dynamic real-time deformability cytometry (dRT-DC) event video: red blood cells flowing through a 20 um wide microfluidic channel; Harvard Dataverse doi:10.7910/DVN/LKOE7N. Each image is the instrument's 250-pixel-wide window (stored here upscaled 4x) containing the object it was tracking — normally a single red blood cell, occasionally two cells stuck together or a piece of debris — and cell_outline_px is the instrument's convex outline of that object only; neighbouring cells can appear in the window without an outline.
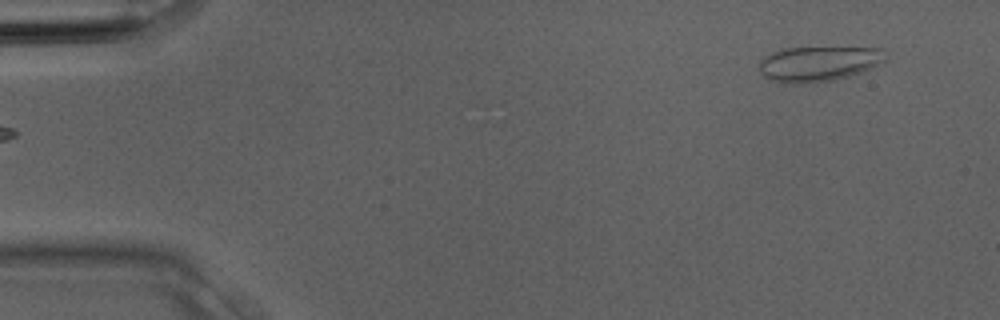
{"species": "Egyptian fruit bat (a non-hibernating species)", "species_latin": "Rousettus aegyptiacus", "temperature_condition": "room temperature", "stored_images_in_passage": 2, "camera_frame_rate_fps": 3000, "um_per_image_px": 0.085, "animal": {"sex": "male"}, "frame": {"image": 1, "passage_image": 2, "time_ms": 0.333, "image_size_px": [1000, 320], "cell_outline_px": [[884, 60], [872, 68], [848, 76], [816, 84], [792, 84], [768, 80], [760, 72], [760, 60], [764, 56], [780, 48], [884, 48]], "centroid_in_image_um": [69.51, 5.43], "position_along_channel_um": 15.5, "area_um2": 25.95}}